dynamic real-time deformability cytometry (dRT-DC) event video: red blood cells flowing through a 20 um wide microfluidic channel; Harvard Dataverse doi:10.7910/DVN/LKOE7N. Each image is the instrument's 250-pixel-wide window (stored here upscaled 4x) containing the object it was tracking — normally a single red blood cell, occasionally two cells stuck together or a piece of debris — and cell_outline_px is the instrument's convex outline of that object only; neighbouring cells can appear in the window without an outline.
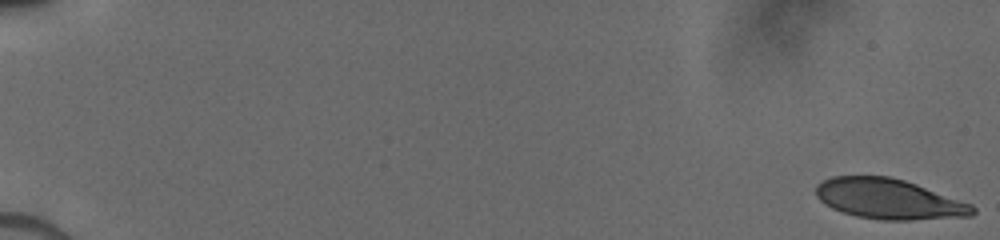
{"species": "human", "species_latin": "Homo sapiens", "temperature_condition": "cold", "stored_images_in_passage": 28, "camera_frame_rate_fps": 3000, "um_per_image_px": 0.085, "donor": {"sex": "male"}, "frame": {"image": 1, "passage_image": 1, "time_ms": 0.0, "image_size_px": [1000, 240], "cell_outline_px": [[976, 212], [972, 216], [908, 220], [880, 220], [856, 216], [832, 208], [824, 204], [816, 196], [816, 184], [832, 176], [888, 176], [904, 180], [916, 184], [972, 204], [976, 208]], "centroid_in_image_um": [75.55, 16.92], "position_along_channel_um": 9.5, "area_um2": 36.7}}
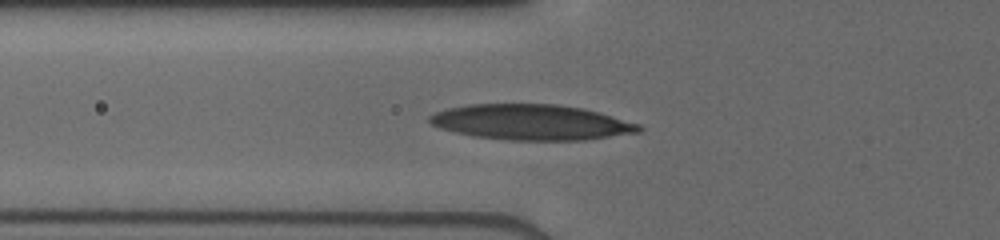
{"frame": {"image": 2, "passage_image": 21, "time_ms": 6.667, "image_size_px": [1000, 240], "cell_outline_px": [[644, 128], [640, 132], [584, 140], [504, 140], [472, 136], [440, 128], [432, 124], [428, 120], [428, 116], [436, 112], [448, 108], [468, 104], [556, 104], [584, 108], [640, 124]], "centroid_in_image_um": [45.16, 10.39], "position_along_channel_um": 80.6, "area_um2": 43.35}}
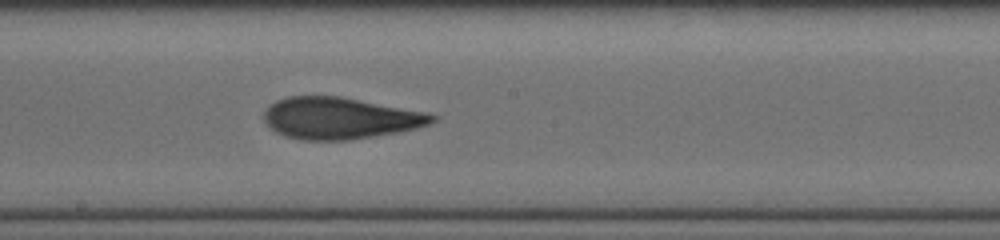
{"frame": {"image": 3, "passage_image": 28, "time_ms": 10.0, "image_size_px": [1000, 240], "cell_outline_px": [[436, 120], [428, 124], [416, 128], [400, 132], [352, 140], [300, 140], [284, 136], [276, 132], [264, 124], [264, 112], [276, 100], [288, 96], [336, 96], [424, 112], [436, 116]], "centroid_in_image_um": [28.84, 10.07], "position_along_channel_um": 219.4, "area_um2": 40.58}}